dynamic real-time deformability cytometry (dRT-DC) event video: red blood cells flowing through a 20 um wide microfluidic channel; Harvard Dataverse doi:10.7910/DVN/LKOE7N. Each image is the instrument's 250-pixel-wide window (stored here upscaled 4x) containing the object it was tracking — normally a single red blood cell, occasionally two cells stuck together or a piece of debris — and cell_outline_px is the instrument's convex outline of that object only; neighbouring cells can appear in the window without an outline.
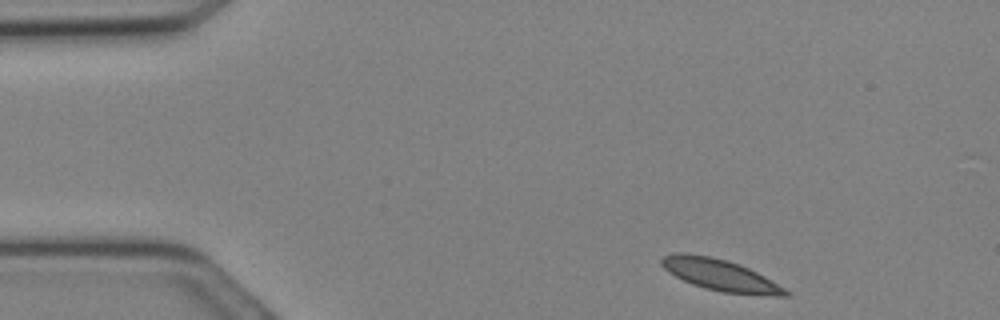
{"species": "Egyptian fruit bat (a non-hibernating species)", "species_latin": "Rousettus aegyptiacus", "temperature_condition": "cold", "stored_images_in_passage": 27, "camera_frame_rate_fps": 3000, "um_per_image_px": 0.085, "animal": {"sex": "female"}, "frame": {"image": 1, "passage_image": 1, "time_ms": 0.0, "image_size_px": [1000, 320], "cell_outline_px": [[792, 296], [772, 296], [724, 292], [704, 288], [692, 284], [668, 272], [660, 264], [660, 260], [664, 256], [676, 252], [688, 252], [708, 256], [740, 264], [764, 276], [792, 292]], "centroid_in_image_um": [61.23, 23.38], "position_along_channel_um": 23.8, "area_um2": 22.72}}
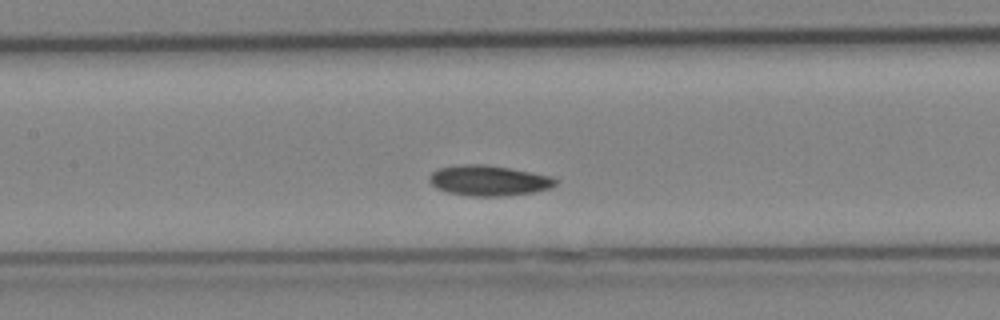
{"frame": {"image": 2, "passage_image": 11, "time_ms": 3.333, "image_size_px": [1000, 320], "cell_outline_px": [[556, 184], [552, 188], [532, 192], [504, 196], [468, 196], [448, 192], [436, 188], [428, 180], [428, 176], [432, 172], [440, 168], [460, 164], [484, 164], [508, 168], [552, 176], [556, 180]], "centroid_in_image_um": [41.52, 15.35], "position_along_channel_um": 165.9, "area_um2": 22.31}}
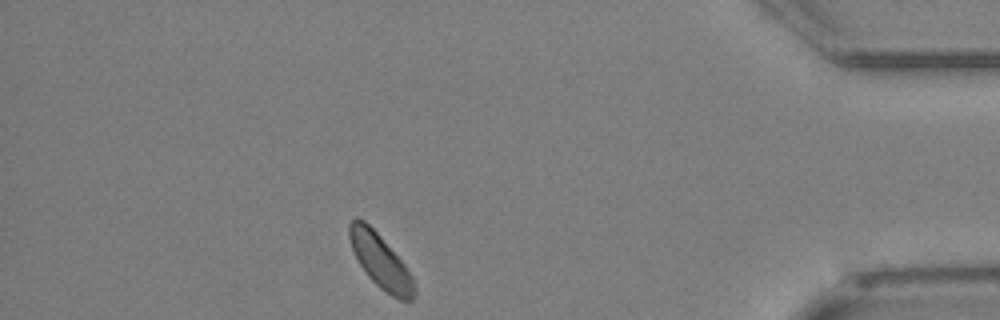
{"frame": {"image": 3, "passage_image": 24, "time_ms": 7.667, "image_size_px": [1000, 320], "cell_outline_px": [[416, 296], [412, 300], [400, 300], [392, 296], [380, 288], [368, 276], [360, 264], [352, 248], [348, 236], [348, 224], [356, 216], [364, 220], [380, 236], [404, 264], [412, 276], [416, 288]], "centroid_in_image_um": [32.34, 22.2], "position_along_channel_um": 402.9, "area_um2": 20.23}}